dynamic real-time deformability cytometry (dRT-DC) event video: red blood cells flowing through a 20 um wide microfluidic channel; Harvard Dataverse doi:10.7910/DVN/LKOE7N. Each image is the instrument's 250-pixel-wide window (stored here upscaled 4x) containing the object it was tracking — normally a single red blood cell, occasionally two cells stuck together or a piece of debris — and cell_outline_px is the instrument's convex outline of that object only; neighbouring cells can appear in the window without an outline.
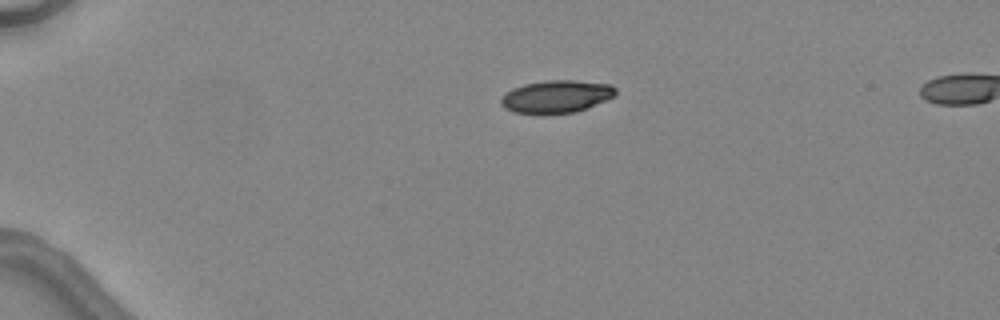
{"species": "common noctule bat (a hibernating species)", "species_latin": "Nyctalus noctula", "temperature_condition": "warm", "stored_images_in_passage": 2, "camera_frame_rate_fps": 3000, "um_per_image_px": 0.085, "animal": {"sex": "female", "body_mass_g": 24.6, "forearm_length_mm": 56.2}, "frame": {"image": 1, "passage_image": 1, "time_ms": 0.0, "image_size_px": [1000, 320], "cell_outline_px": [[616, 96], [576, 112], [544, 116], [540, 116], [512, 112], [504, 108], [500, 104], [500, 100], [504, 92], [512, 88], [524, 84], [544, 80], [576, 80], [612, 84], [616, 88]], "centroid_in_image_um": [47.24, 8.23], "position_along_channel_um": 37.8, "area_um2": 22.66}}